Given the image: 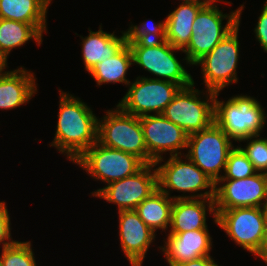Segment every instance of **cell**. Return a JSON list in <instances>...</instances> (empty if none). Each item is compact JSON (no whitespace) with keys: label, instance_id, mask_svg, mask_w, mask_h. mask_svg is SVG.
<instances>
[{"label":"cell","instance_id":"cell-15","mask_svg":"<svg viewBox=\"0 0 267 266\" xmlns=\"http://www.w3.org/2000/svg\"><path fill=\"white\" fill-rule=\"evenodd\" d=\"M140 122L148 155L155 161V166L163 161V153L170 151V156H176L182 155L181 149L187 150L189 135L163 114L142 116Z\"/></svg>","mask_w":267,"mask_h":266},{"label":"cell","instance_id":"cell-24","mask_svg":"<svg viewBox=\"0 0 267 266\" xmlns=\"http://www.w3.org/2000/svg\"><path fill=\"white\" fill-rule=\"evenodd\" d=\"M131 65H133L132 53L126 43L111 58L98 63L88 73L95 79L97 86L118 82L128 86L130 81L126 79V74Z\"/></svg>","mask_w":267,"mask_h":266},{"label":"cell","instance_id":"cell-12","mask_svg":"<svg viewBox=\"0 0 267 266\" xmlns=\"http://www.w3.org/2000/svg\"><path fill=\"white\" fill-rule=\"evenodd\" d=\"M127 93L117 106L127 114L142 117L162 114L181 88L178 84L156 78L140 77L128 84Z\"/></svg>","mask_w":267,"mask_h":266},{"label":"cell","instance_id":"cell-30","mask_svg":"<svg viewBox=\"0 0 267 266\" xmlns=\"http://www.w3.org/2000/svg\"><path fill=\"white\" fill-rule=\"evenodd\" d=\"M10 226V215L6 203L4 201H0V245L2 243V249L10 246L16 241L12 240Z\"/></svg>","mask_w":267,"mask_h":266},{"label":"cell","instance_id":"cell-32","mask_svg":"<svg viewBox=\"0 0 267 266\" xmlns=\"http://www.w3.org/2000/svg\"><path fill=\"white\" fill-rule=\"evenodd\" d=\"M175 266H219L214 259L209 256H204L195 260L182 262Z\"/></svg>","mask_w":267,"mask_h":266},{"label":"cell","instance_id":"cell-5","mask_svg":"<svg viewBox=\"0 0 267 266\" xmlns=\"http://www.w3.org/2000/svg\"><path fill=\"white\" fill-rule=\"evenodd\" d=\"M97 141L105 147L121 150L140 158L145 164L155 161L148 155L140 117L116 109L98 119Z\"/></svg>","mask_w":267,"mask_h":266},{"label":"cell","instance_id":"cell-28","mask_svg":"<svg viewBox=\"0 0 267 266\" xmlns=\"http://www.w3.org/2000/svg\"><path fill=\"white\" fill-rule=\"evenodd\" d=\"M225 173L220 179H242L257 173L253 164L248 160L239 146L234 147L229 153Z\"/></svg>","mask_w":267,"mask_h":266},{"label":"cell","instance_id":"cell-31","mask_svg":"<svg viewBox=\"0 0 267 266\" xmlns=\"http://www.w3.org/2000/svg\"><path fill=\"white\" fill-rule=\"evenodd\" d=\"M255 37L259 41L264 52H267V0L264 3L262 12L258 17V22L254 28Z\"/></svg>","mask_w":267,"mask_h":266},{"label":"cell","instance_id":"cell-27","mask_svg":"<svg viewBox=\"0 0 267 266\" xmlns=\"http://www.w3.org/2000/svg\"><path fill=\"white\" fill-rule=\"evenodd\" d=\"M147 21H144L139 26L132 24L128 30L124 31L127 44L138 41L151 42L166 40L165 20L158 23Z\"/></svg>","mask_w":267,"mask_h":266},{"label":"cell","instance_id":"cell-23","mask_svg":"<svg viewBox=\"0 0 267 266\" xmlns=\"http://www.w3.org/2000/svg\"><path fill=\"white\" fill-rule=\"evenodd\" d=\"M173 199L167 194L155 190L148 198L143 200L135 209L142 221L156 233L160 228L166 231L171 222Z\"/></svg>","mask_w":267,"mask_h":266},{"label":"cell","instance_id":"cell-7","mask_svg":"<svg viewBox=\"0 0 267 266\" xmlns=\"http://www.w3.org/2000/svg\"><path fill=\"white\" fill-rule=\"evenodd\" d=\"M194 84L193 82L187 87L180 88L162 113L188 135L204 130L214 123L215 92H200L194 89ZM205 93V100L201 99L200 95H203V98Z\"/></svg>","mask_w":267,"mask_h":266},{"label":"cell","instance_id":"cell-18","mask_svg":"<svg viewBox=\"0 0 267 266\" xmlns=\"http://www.w3.org/2000/svg\"><path fill=\"white\" fill-rule=\"evenodd\" d=\"M208 207V208H207ZM216 218L214 198L176 199L173 201L169 232L208 229L207 213Z\"/></svg>","mask_w":267,"mask_h":266},{"label":"cell","instance_id":"cell-20","mask_svg":"<svg viewBox=\"0 0 267 266\" xmlns=\"http://www.w3.org/2000/svg\"><path fill=\"white\" fill-rule=\"evenodd\" d=\"M209 0L182 2L165 19L166 41L173 47L184 50L191 39L192 24L199 10Z\"/></svg>","mask_w":267,"mask_h":266},{"label":"cell","instance_id":"cell-3","mask_svg":"<svg viewBox=\"0 0 267 266\" xmlns=\"http://www.w3.org/2000/svg\"><path fill=\"white\" fill-rule=\"evenodd\" d=\"M216 1L209 0L197 13L192 24V35L185 53L186 64L195 65L208 54L228 33L239 24V8L230 14H223L215 5ZM227 20L223 25V20Z\"/></svg>","mask_w":267,"mask_h":266},{"label":"cell","instance_id":"cell-4","mask_svg":"<svg viewBox=\"0 0 267 266\" xmlns=\"http://www.w3.org/2000/svg\"><path fill=\"white\" fill-rule=\"evenodd\" d=\"M216 223L237 245L259 257L267 239V209H215Z\"/></svg>","mask_w":267,"mask_h":266},{"label":"cell","instance_id":"cell-10","mask_svg":"<svg viewBox=\"0 0 267 266\" xmlns=\"http://www.w3.org/2000/svg\"><path fill=\"white\" fill-rule=\"evenodd\" d=\"M233 141L214 122L208 128L188 136L186 155L215 183L222 178L229 153L233 150Z\"/></svg>","mask_w":267,"mask_h":266},{"label":"cell","instance_id":"cell-29","mask_svg":"<svg viewBox=\"0 0 267 266\" xmlns=\"http://www.w3.org/2000/svg\"><path fill=\"white\" fill-rule=\"evenodd\" d=\"M242 141H247V146L245 148H241L240 146L239 148L253 164L254 169L257 172L267 174V138L254 135L242 139L239 142Z\"/></svg>","mask_w":267,"mask_h":266},{"label":"cell","instance_id":"cell-34","mask_svg":"<svg viewBox=\"0 0 267 266\" xmlns=\"http://www.w3.org/2000/svg\"><path fill=\"white\" fill-rule=\"evenodd\" d=\"M259 258H261V260L267 264V239H266L264 249L262 253L259 255Z\"/></svg>","mask_w":267,"mask_h":266},{"label":"cell","instance_id":"cell-2","mask_svg":"<svg viewBox=\"0 0 267 266\" xmlns=\"http://www.w3.org/2000/svg\"><path fill=\"white\" fill-rule=\"evenodd\" d=\"M218 95L216 92L214 97V122L231 140L260 135L267 117L257 99L238 94L224 102L217 99Z\"/></svg>","mask_w":267,"mask_h":266},{"label":"cell","instance_id":"cell-6","mask_svg":"<svg viewBox=\"0 0 267 266\" xmlns=\"http://www.w3.org/2000/svg\"><path fill=\"white\" fill-rule=\"evenodd\" d=\"M184 156L185 160L181 158ZM158 189L167 194L173 200L176 199H197L214 198L215 182L207 176L197 165L186 155L170 156L162 165L156 168ZM205 192H199L204 191ZM197 193L191 195L173 196L170 191ZM200 194H199V193Z\"/></svg>","mask_w":267,"mask_h":266},{"label":"cell","instance_id":"cell-14","mask_svg":"<svg viewBox=\"0 0 267 266\" xmlns=\"http://www.w3.org/2000/svg\"><path fill=\"white\" fill-rule=\"evenodd\" d=\"M214 203L215 209L266 208L267 174L257 172L242 179H219L215 183Z\"/></svg>","mask_w":267,"mask_h":266},{"label":"cell","instance_id":"cell-26","mask_svg":"<svg viewBox=\"0 0 267 266\" xmlns=\"http://www.w3.org/2000/svg\"><path fill=\"white\" fill-rule=\"evenodd\" d=\"M31 242L15 241L1 251L0 262L3 266H36Z\"/></svg>","mask_w":267,"mask_h":266},{"label":"cell","instance_id":"cell-16","mask_svg":"<svg viewBox=\"0 0 267 266\" xmlns=\"http://www.w3.org/2000/svg\"><path fill=\"white\" fill-rule=\"evenodd\" d=\"M119 236L122 251L131 266H142L155 232L139 217L135 210L119 211Z\"/></svg>","mask_w":267,"mask_h":266},{"label":"cell","instance_id":"cell-19","mask_svg":"<svg viewBox=\"0 0 267 266\" xmlns=\"http://www.w3.org/2000/svg\"><path fill=\"white\" fill-rule=\"evenodd\" d=\"M34 73L22 66L7 71L0 79V109L8 110L26 104L37 92Z\"/></svg>","mask_w":267,"mask_h":266},{"label":"cell","instance_id":"cell-33","mask_svg":"<svg viewBox=\"0 0 267 266\" xmlns=\"http://www.w3.org/2000/svg\"><path fill=\"white\" fill-rule=\"evenodd\" d=\"M6 67H8L7 59L0 53V79L7 73V71L4 70Z\"/></svg>","mask_w":267,"mask_h":266},{"label":"cell","instance_id":"cell-17","mask_svg":"<svg viewBox=\"0 0 267 266\" xmlns=\"http://www.w3.org/2000/svg\"><path fill=\"white\" fill-rule=\"evenodd\" d=\"M164 243L165 245L159 248L169 266L209 256L212 249V237L208 229L169 232Z\"/></svg>","mask_w":267,"mask_h":266},{"label":"cell","instance_id":"cell-22","mask_svg":"<svg viewBox=\"0 0 267 266\" xmlns=\"http://www.w3.org/2000/svg\"><path fill=\"white\" fill-rule=\"evenodd\" d=\"M52 0H0V18L32 24L47 33V11Z\"/></svg>","mask_w":267,"mask_h":266},{"label":"cell","instance_id":"cell-11","mask_svg":"<svg viewBox=\"0 0 267 266\" xmlns=\"http://www.w3.org/2000/svg\"><path fill=\"white\" fill-rule=\"evenodd\" d=\"M73 163L107 185L137 173L145 165L137 156L105 147L98 141Z\"/></svg>","mask_w":267,"mask_h":266},{"label":"cell","instance_id":"cell-13","mask_svg":"<svg viewBox=\"0 0 267 266\" xmlns=\"http://www.w3.org/2000/svg\"><path fill=\"white\" fill-rule=\"evenodd\" d=\"M155 167L154 163L145 164L137 173L95 190L92 196L118 205V212L135 210L143 200L158 189Z\"/></svg>","mask_w":267,"mask_h":266},{"label":"cell","instance_id":"cell-25","mask_svg":"<svg viewBox=\"0 0 267 266\" xmlns=\"http://www.w3.org/2000/svg\"><path fill=\"white\" fill-rule=\"evenodd\" d=\"M42 36L32 24L0 18V53L6 59L13 48L23 46L30 39L41 45Z\"/></svg>","mask_w":267,"mask_h":266},{"label":"cell","instance_id":"cell-21","mask_svg":"<svg viewBox=\"0 0 267 266\" xmlns=\"http://www.w3.org/2000/svg\"><path fill=\"white\" fill-rule=\"evenodd\" d=\"M122 35L116 36L115 32L107 33L102 30L94 32L89 29V35L82 38V57L85 65V70L89 72L95 65L101 63L103 60L111 58L116 54L125 44V32Z\"/></svg>","mask_w":267,"mask_h":266},{"label":"cell","instance_id":"cell-1","mask_svg":"<svg viewBox=\"0 0 267 266\" xmlns=\"http://www.w3.org/2000/svg\"><path fill=\"white\" fill-rule=\"evenodd\" d=\"M58 122L51 146L74 162L97 142L98 117L80 98L60 90Z\"/></svg>","mask_w":267,"mask_h":266},{"label":"cell","instance_id":"cell-9","mask_svg":"<svg viewBox=\"0 0 267 266\" xmlns=\"http://www.w3.org/2000/svg\"><path fill=\"white\" fill-rule=\"evenodd\" d=\"M132 53L133 64H137L159 80L170 81L181 88L191 85L194 80L186 71L173 52L183 51L173 47L169 42H133L128 44ZM163 78V79H162Z\"/></svg>","mask_w":267,"mask_h":266},{"label":"cell","instance_id":"cell-8","mask_svg":"<svg viewBox=\"0 0 267 266\" xmlns=\"http://www.w3.org/2000/svg\"><path fill=\"white\" fill-rule=\"evenodd\" d=\"M243 8L244 5L239 7V24L195 64L202 67L203 82L209 91L220 93L226 86L238 82V31Z\"/></svg>","mask_w":267,"mask_h":266},{"label":"cell","instance_id":"cell-35","mask_svg":"<svg viewBox=\"0 0 267 266\" xmlns=\"http://www.w3.org/2000/svg\"><path fill=\"white\" fill-rule=\"evenodd\" d=\"M181 1V0H180ZM184 2H193V1H200V0H182Z\"/></svg>","mask_w":267,"mask_h":266}]
</instances>
